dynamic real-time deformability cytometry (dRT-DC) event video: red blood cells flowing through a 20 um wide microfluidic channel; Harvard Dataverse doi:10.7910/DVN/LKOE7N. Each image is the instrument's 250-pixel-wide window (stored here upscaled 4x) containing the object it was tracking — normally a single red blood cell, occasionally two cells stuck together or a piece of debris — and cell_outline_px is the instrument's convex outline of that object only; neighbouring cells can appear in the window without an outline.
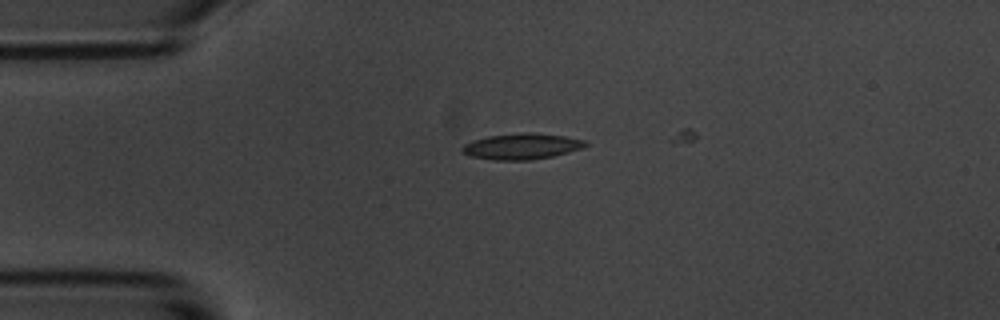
{"species": "common noctule bat (a hibernating species)", "species_latin": "Nyctalus noctula", "temperature_condition": "room temperature", "stored_images_in_passage": 3, "camera_frame_rate_fps": 3000, "um_per_image_px": 0.085, "animal": {"sex": "male", "body_mass_g": 20.1, "forearm_length_mm": 53.5}, "frame": {"image": 1, "passage_image": 1, "time_ms": 0.0, "image_size_px": [1000, 320], "cell_outline_px": [[588, 144], [584, 148], [552, 156], [528, 160], [492, 160], [472, 156], [464, 152], [460, 148], [464, 144], [472, 140], [488, 136], [524, 132], [532, 132], [564, 136], [584, 140]], "centroid_in_image_um": [44.35, 12.43], "position_along_channel_um": 40.7, "area_um2": 18.55}}